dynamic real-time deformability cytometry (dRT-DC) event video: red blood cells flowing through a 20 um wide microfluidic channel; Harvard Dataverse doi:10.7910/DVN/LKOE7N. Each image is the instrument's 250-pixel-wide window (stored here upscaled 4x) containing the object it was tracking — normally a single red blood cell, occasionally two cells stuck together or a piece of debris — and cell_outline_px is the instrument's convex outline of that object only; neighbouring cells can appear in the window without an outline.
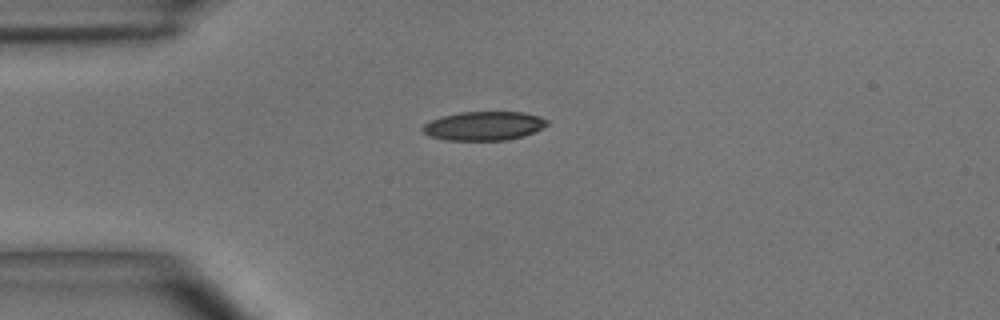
{"species": "common noctule bat (a hibernating species)", "species_latin": "Nyctalus noctula", "temperature_condition": "room temperature", "stored_images_in_passage": 38, "camera_frame_rate_fps": 3000, "um_per_image_px": 0.085, "animal": {"sex": "male", "body_mass_g": 15.6}, "frame": {"image": 1, "passage_image": 1, "time_ms": 0.0, "image_size_px": [1000, 320], "cell_outline_px": [[548, 124], [532, 132], [520, 136], [504, 140], [444, 140], [428, 136], [420, 128], [424, 124], [432, 120], [444, 116], [460, 112], [524, 112], [540, 116], [548, 120]], "centroid_in_image_um": [41.09, 10.7], "position_along_channel_um": 43.9, "area_um2": 20.75}}
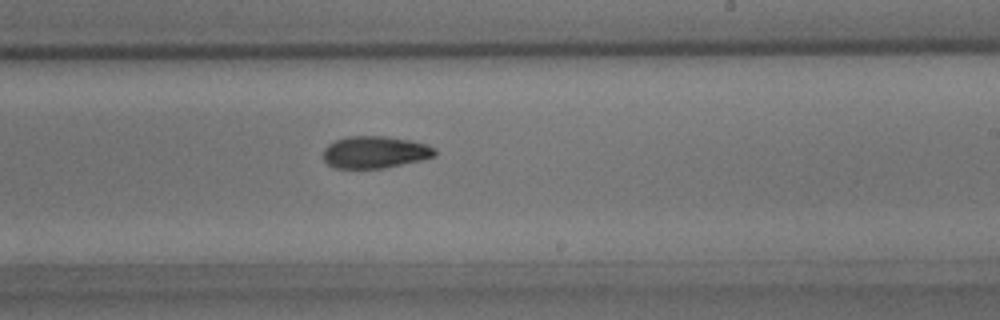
{"frame": {"image": 2, "passage_image": 18, "time_ms": 5.667, "image_size_px": [1000, 320], "cell_outline_px": [[436, 156], [420, 160], [384, 168], [332, 168], [324, 160], [324, 148], [328, 144], [336, 140], [348, 136], [384, 136], [408, 140], [428, 144], [436, 148]], "centroid_in_image_um": [31.87, 12.93], "position_along_channel_um": 257.1, "area_um2": 20.87}}
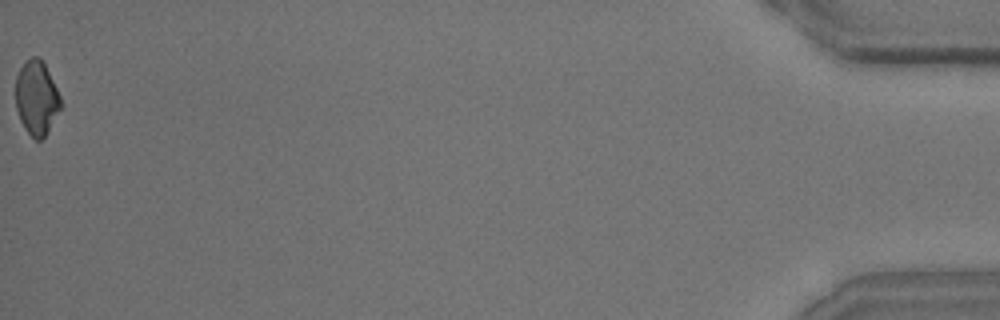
{"frame": {"image": 3, "passage_image": 38, "time_ms": 12.333, "image_size_px": [1000, 320], "cell_outline_px": [[64, 104], [44, 136], [40, 140], [36, 140], [24, 128], [20, 120], [16, 108], [16, 76], [20, 68], [32, 56], [40, 56]], "centroid_in_image_um": [3.11, 8.32], "position_along_channel_um": 432.1, "area_um2": 19.31}, "authors_computed_cell_mechanics": {"area_um2": 20.8369, "velocity_mm_per_s": 4.0757, "shape_relaxation_time_tau1_ms": 6.3693, "shape_relaxation_time_tau2_ms": 4.0499, "deformation_change_tau1": 0.1626, "deformation_change_tau2": 0.1049}}